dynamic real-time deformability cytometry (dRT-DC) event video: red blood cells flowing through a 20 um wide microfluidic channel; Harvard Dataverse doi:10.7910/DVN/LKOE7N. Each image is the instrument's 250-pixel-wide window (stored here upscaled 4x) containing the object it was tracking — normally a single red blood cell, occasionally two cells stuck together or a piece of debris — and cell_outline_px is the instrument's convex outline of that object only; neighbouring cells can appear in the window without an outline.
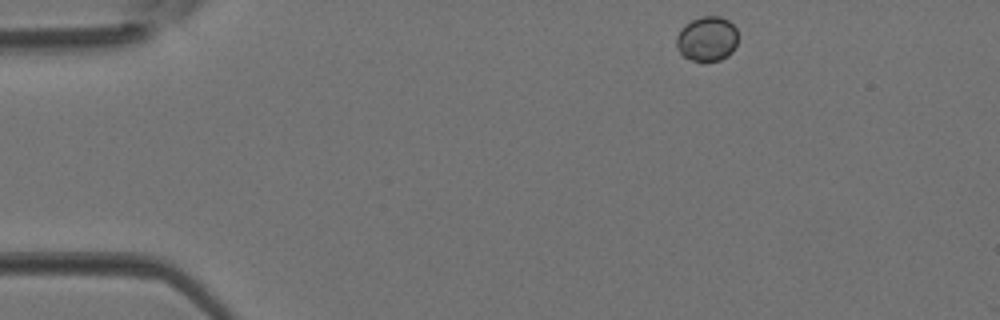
{"species": "Egyptian fruit bat (a non-hibernating species)", "species_latin": "Rousettus aegyptiacus", "temperature_condition": "room temperature", "stored_images_in_passage": 3, "camera_frame_rate_fps": 3000, "um_per_image_px": 0.085, "animal": {"sex": "female"}, "frame": {"image": 1, "passage_image": 1, "time_ms": 0.0, "image_size_px": [1000, 320], "cell_outline_px": [[736, 44], [732, 52], [728, 56], [720, 60], [704, 64], [692, 60], [684, 56], [676, 48], [676, 36], [684, 24], [692, 20], [704, 16], [720, 16], [728, 20], [736, 28]], "centroid_in_image_um": [60.08, 3.34], "position_along_channel_um": 24.9, "area_um2": 16.36}}